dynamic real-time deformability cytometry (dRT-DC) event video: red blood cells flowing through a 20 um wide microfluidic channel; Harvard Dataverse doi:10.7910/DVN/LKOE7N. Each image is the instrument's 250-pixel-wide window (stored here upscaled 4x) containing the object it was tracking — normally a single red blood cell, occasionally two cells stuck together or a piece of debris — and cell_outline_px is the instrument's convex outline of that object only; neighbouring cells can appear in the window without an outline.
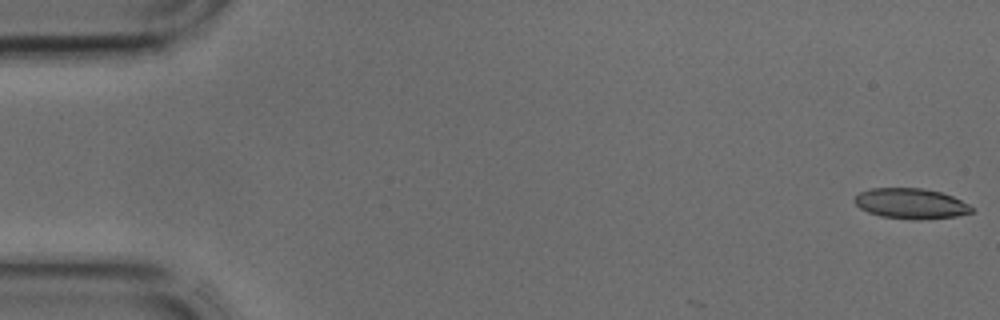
{"species": "common noctule bat (a hibernating species)", "species_latin": "Nyctalus noctula", "temperature_condition": "cold", "stored_images_in_passage": 3, "camera_frame_rate_fps": 3000, "um_per_image_px": 0.085, "animal": {"sex": "male", "body_mass_g": 17.9, "forearm_length_mm": 54.2}, "frame": {"image": 1, "passage_image": 1, "time_ms": 0.0, "image_size_px": [1000, 320], "cell_outline_px": [[972, 212], [956, 216], [920, 220], [912, 220], [880, 216], [868, 212], [860, 208], [852, 200], [860, 192], [872, 188], [924, 188], [940, 192], [952, 196], [968, 204], [972, 208]], "centroid_in_image_um": [77.4, 17.31], "position_along_channel_um": 7.6, "area_um2": 20.75}}